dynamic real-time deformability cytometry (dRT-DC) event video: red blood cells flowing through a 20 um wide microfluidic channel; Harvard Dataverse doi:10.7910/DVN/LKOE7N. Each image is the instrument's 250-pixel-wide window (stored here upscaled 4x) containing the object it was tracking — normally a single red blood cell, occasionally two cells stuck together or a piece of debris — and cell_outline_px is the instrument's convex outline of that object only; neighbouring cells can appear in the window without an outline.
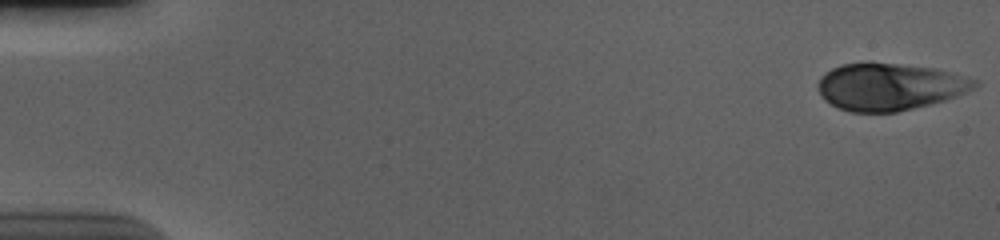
{"species": "human", "species_latin": "Homo sapiens", "temperature_condition": "cold", "stored_images_in_passage": 56, "camera_frame_rate_fps": 3000, "um_per_image_px": 0.085, "donor": {"sex": "male"}, "frame": {"image": 1, "passage_image": 1, "time_ms": 0.0, "image_size_px": [1000, 240], "cell_outline_px": [[980, 84], [976, 88], [956, 96], [944, 100], [896, 112], [852, 112], [836, 108], [824, 100], [820, 96], [816, 88], [816, 84], [820, 76], [824, 72], [840, 64], [900, 64], [932, 68], [968, 76], [980, 80]], "centroid_in_image_um": [75.59, 7.38], "position_along_channel_um": 9.4, "area_um2": 43.06}}
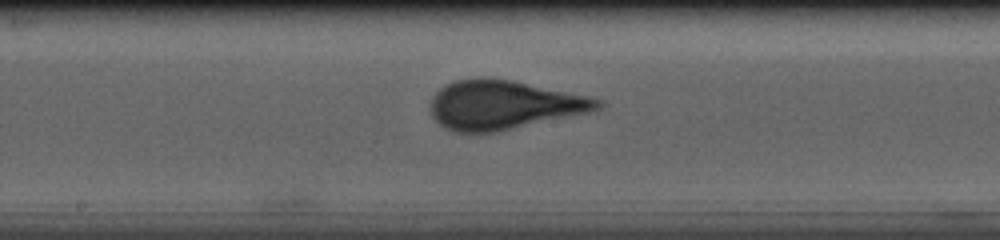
{"frame": {"image": 2, "passage_image": 30, "time_ms": 9.667, "image_size_px": [1000, 240], "cell_outline_px": [[604, 104], [600, 108], [588, 112], [496, 132], [452, 132], [444, 128], [432, 116], [428, 108], [432, 96], [444, 84], [452, 80], [512, 80], [588, 96], [604, 100]], "centroid_in_image_um": [42.77, 8.94], "position_along_channel_um": 205.4, "area_um2": 47.16}}
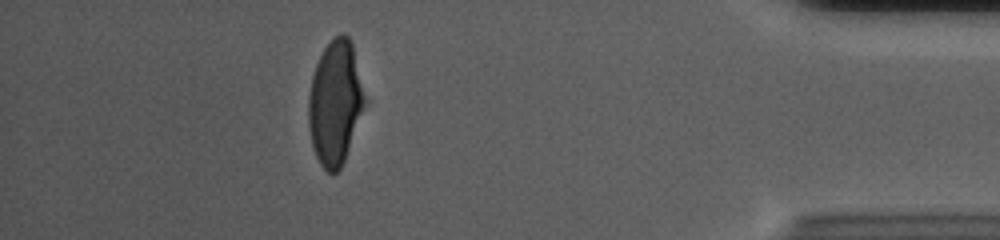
{"frame": {"image": 3, "passage_image": 50, "time_ms": 16.333, "image_size_px": [1000, 240], "cell_outline_px": [[368, 100], [344, 160], [340, 168], [336, 172], [328, 172], [320, 164], [316, 156], [312, 144], [308, 124], [308, 96], [312, 76], [316, 64], [324, 48], [340, 32], [344, 32], [348, 36], [352, 44]], "centroid_in_image_um": [28.51, 8.7], "position_along_channel_um": 406.7, "area_um2": 40.92}, "authors_computed_cell_mechanics": {"area_um2": 45.3152, "velocity_mm_per_s": 3.6878, "shape_relaxation_time_tau1_ms": 4.8889, "shape_relaxation_time_tau2_ms": null, "deformation_change_tau1": 0.1905, "deformation_change_tau2": null}}